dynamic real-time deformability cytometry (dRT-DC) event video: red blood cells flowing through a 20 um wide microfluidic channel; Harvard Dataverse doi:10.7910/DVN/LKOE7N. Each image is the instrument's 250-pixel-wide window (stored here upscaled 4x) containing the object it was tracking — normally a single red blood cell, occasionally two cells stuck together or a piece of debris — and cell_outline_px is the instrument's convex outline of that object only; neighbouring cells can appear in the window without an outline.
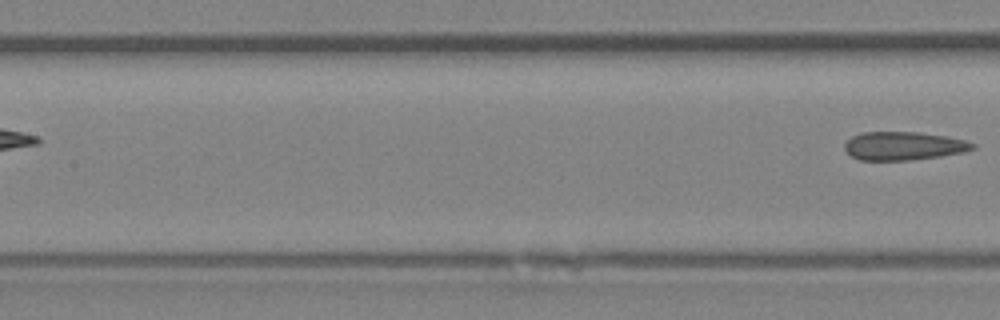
{"species": "Egyptian fruit bat (a non-hibernating species)", "species_latin": "Rousettus aegyptiacus", "temperature_condition": "room temperature", "stored_images_in_passage": 7, "segment_of_instrument_passage": [2, 2], "camera_frame_rate_fps": 3000, "um_per_image_px": 0.085, "animal": {"sex": "female"}, "frame": {"image": 1, "passage_image": 7, "time_ms": 8.0, "image_size_px": [1000, 320], "cell_outline_px": [[976, 148], [964, 152], [940, 156], [908, 160], [860, 160], [852, 156], [844, 148], [844, 144], [852, 136], [864, 132], [920, 132], [948, 136], [964, 140], [976, 144]], "centroid_in_image_um": [76.83, 12.39], "position_along_channel_um": 130.6, "area_um2": 21.15}}